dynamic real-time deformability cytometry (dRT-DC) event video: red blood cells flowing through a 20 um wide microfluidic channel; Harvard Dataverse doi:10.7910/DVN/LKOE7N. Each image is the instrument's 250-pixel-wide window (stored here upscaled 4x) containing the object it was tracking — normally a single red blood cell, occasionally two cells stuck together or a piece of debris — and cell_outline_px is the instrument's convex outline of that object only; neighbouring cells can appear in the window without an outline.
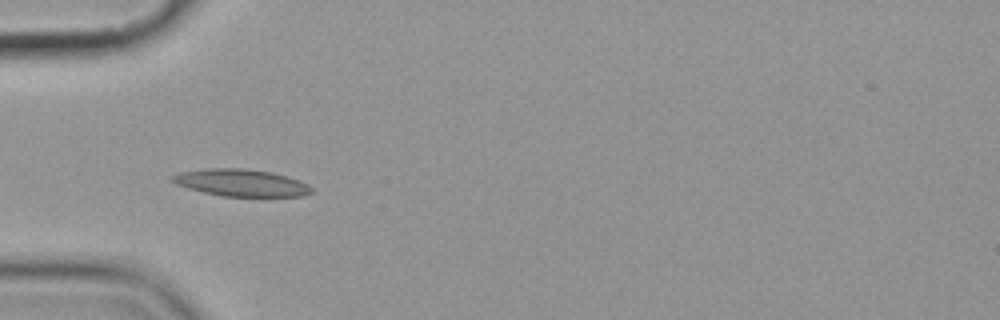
{"species": "common noctule bat (a hibernating species)", "species_latin": "Nyctalus noctula", "temperature_condition": "cold", "stored_images_in_passage": 6, "camera_frame_rate_fps": 3000, "um_per_image_px": 0.085, "animal": {"sex": "female", "body_mass_g": 19.9}, "frame": {"image": 1, "passage_image": 5, "time_ms": 5.667, "image_size_px": [1000, 320], "cell_outline_px": [[312, 192], [304, 196], [220, 196], [188, 188], [176, 184], [172, 180], [172, 176], [180, 172], [204, 168], [244, 168], [272, 172], [300, 180], [308, 184], [312, 188]], "centroid_in_image_um": [20.51, 15.53], "position_along_channel_um": 64.5, "area_um2": 21.96}}
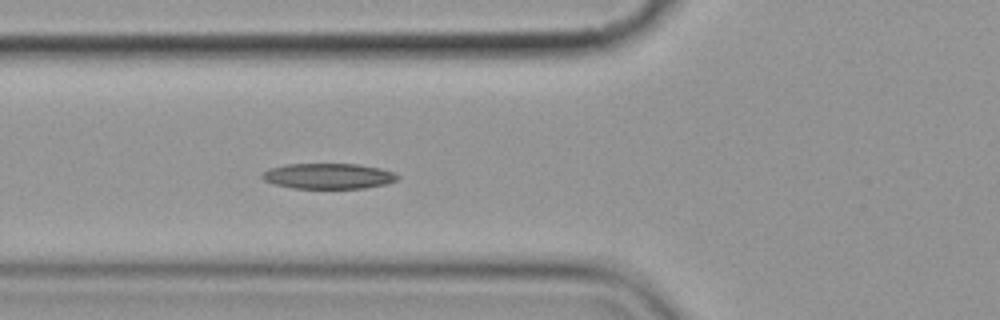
{"frame": {"image": 2, "passage_image": 6, "time_ms": 6.667, "image_size_px": [1000, 320], "cell_outline_px": [[400, 176], [396, 180], [384, 184], [364, 188], [292, 188], [276, 184], [264, 180], [260, 176], [264, 172], [272, 168], [288, 164], [356, 164], [380, 168], [396, 172]], "centroid_in_image_um": [27.95, 14.96], "position_along_channel_um": 97.9, "area_um2": 19.94}}